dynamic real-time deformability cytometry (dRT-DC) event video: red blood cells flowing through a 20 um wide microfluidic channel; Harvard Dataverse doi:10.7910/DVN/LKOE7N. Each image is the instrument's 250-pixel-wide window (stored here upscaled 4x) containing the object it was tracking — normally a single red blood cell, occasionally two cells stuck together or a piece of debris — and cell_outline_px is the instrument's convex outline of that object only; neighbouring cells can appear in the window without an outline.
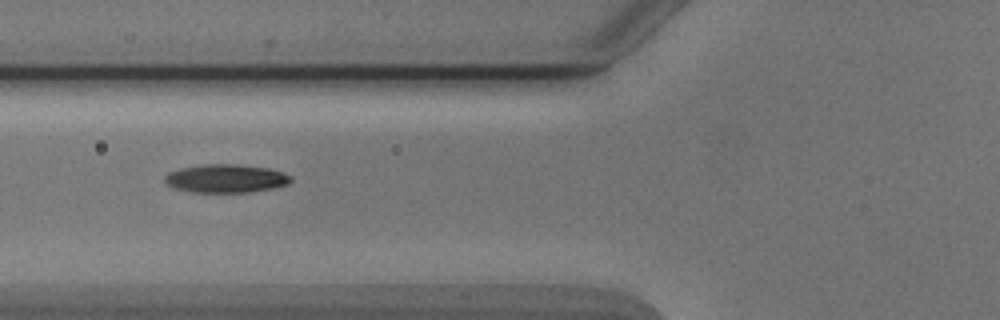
{"species": "Egyptian fruit bat (a non-hibernating species)", "species_latin": "Rousettus aegyptiacus", "temperature_condition": "cold", "stored_images_in_passage": 5, "camera_frame_rate_fps": 3000, "um_per_image_px": 0.085, "animal": {"sex": "male"}, "frame": {"image": 1, "passage_image": 2, "time_ms": 1.333, "image_size_px": [1000, 320], "cell_outline_px": [[292, 180], [288, 184], [272, 188], [252, 192], [192, 192], [172, 188], [164, 180], [164, 176], [168, 172], [180, 168], [208, 164], [236, 164], [268, 168], [284, 172], [292, 176]], "centroid_in_image_um": [19.2, 15.17], "position_along_channel_um": 106.6, "area_um2": 20.92}}
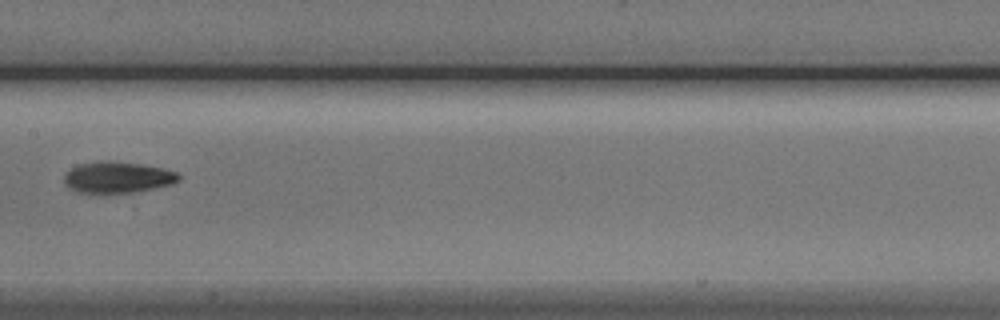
{"frame": {"image": 2, "passage_image": 4, "time_ms": 3.667, "image_size_px": [1000, 320], "cell_outline_px": [[180, 180], [172, 184], [132, 192], [76, 192], [68, 188], [64, 184], [64, 176], [72, 168], [80, 164], [100, 160], [108, 160], [140, 164], [160, 168], [176, 172], [180, 176]], "centroid_in_image_um": [9.96, 15.06], "position_along_channel_um": 197.4, "area_um2": 20.58}}
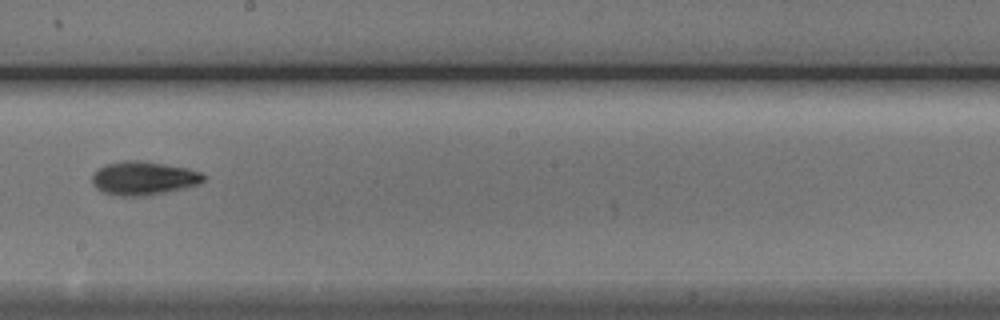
{"frame": {"image": 3, "passage_image": 5, "time_ms": 4.667, "image_size_px": [1000, 320], "cell_outline_px": [[204, 180], [196, 184], [184, 188], [144, 196], [120, 196], [100, 192], [92, 184], [92, 176], [100, 168], [108, 164], [124, 160], [140, 160], [188, 168], [200, 172], [204, 176]], "centroid_in_image_um": [12.17, 15.15], "position_along_channel_um": 236.0, "area_um2": 21.62}}